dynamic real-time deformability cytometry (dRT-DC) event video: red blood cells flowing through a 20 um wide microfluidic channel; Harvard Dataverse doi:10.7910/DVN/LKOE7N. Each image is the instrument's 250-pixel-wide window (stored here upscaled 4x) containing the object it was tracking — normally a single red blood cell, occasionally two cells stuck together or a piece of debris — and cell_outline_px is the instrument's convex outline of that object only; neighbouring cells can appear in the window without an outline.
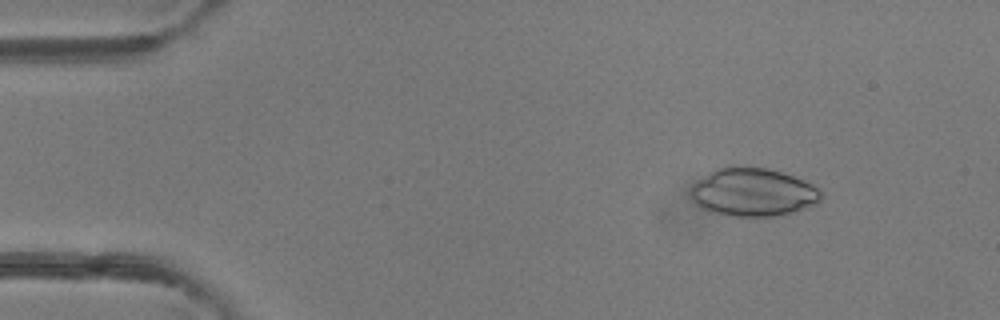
{"species": "common noctule bat (a hibernating species)", "species_latin": "Nyctalus noctula", "temperature_condition": "room temperature", "stored_images_in_passage": 4, "camera_frame_rate_fps": 3000, "um_per_image_px": 0.085, "animal": {"sex": "female"}, "frame": {"image": 1, "passage_image": 2, "time_ms": 0.333, "image_size_px": [1000, 320], "cell_outline_px": [[820, 200], [816, 204], [780, 216], [732, 216], [708, 212], [700, 208], [692, 200], [692, 184], [696, 180], [716, 168], [728, 164], [732, 164], [768, 168], [804, 180], [812, 184], [820, 192]], "centroid_in_image_um": [63.94, 16.32], "position_along_channel_um": 21.1, "area_um2": 37.05}}